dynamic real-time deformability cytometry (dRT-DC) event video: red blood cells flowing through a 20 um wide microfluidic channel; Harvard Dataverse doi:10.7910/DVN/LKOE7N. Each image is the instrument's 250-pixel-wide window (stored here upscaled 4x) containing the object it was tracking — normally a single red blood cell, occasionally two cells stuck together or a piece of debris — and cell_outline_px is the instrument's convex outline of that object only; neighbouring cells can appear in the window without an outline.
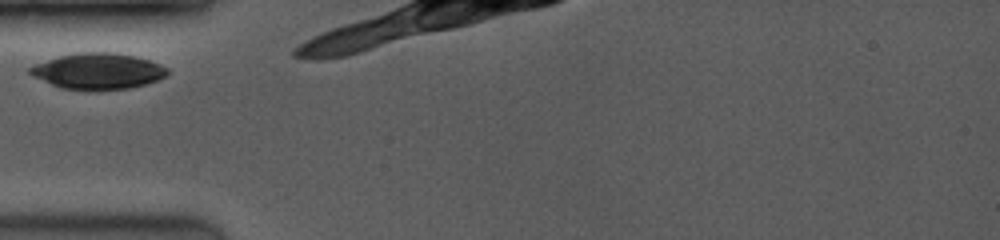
{"species": "common noctule bat (a hibernating species)", "species_latin": "Nyctalus noctula", "temperature_condition": "room temperature", "stored_images_in_passage": 3, "camera_frame_rate_fps": 3500, "um_per_image_px": 0.085, "animal": {"sex": "female", "body_mass_g": 19.0, "forearm_length_mm": 53.3}, "frame": {"image": 1, "passage_image": 1, "time_ms": 0.0, "image_size_px": [1000, 240], "cell_outline_px": [[168, 76], [144, 84], [128, 88], [60, 88], [32, 76], [28, 72], [28, 68], [36, 64], [60, 56], [80, 52], [108, 52], [132, 56], [148, 60], [160, 64], [168, 68]], "centroid_in_image_um": [8.32, 6.02], "position_along_channel_um": 76.7, "area_um2": 27.98}}